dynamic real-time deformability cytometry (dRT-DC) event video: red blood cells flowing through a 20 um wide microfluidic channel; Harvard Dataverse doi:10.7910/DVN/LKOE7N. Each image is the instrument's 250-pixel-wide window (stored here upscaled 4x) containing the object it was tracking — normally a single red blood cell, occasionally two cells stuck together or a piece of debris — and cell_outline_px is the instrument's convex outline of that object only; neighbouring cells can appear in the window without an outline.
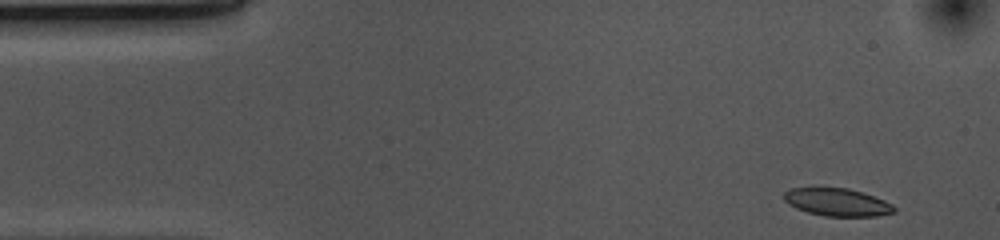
{"species": "common noctule bat (a hibernating species)", "species_latin": "Nyctalus noctula", "temperature_condition": "cold", "stored_images_in_passage": 41, "camera_frame_rate_fps": 3000, "um_per_image_px": 0.085, "animal": {"sex": "female", "body_mass_g": 10.0, "forearm_length_mm": 53.1}, "frame": {"image": 1, "passage_image": 1, "time_ms": 0.0, "image_size_px": [1000, 240], "cell_outline_px": [[896, 212], [876, 216], [824, 216], [808, 212], [796, 208], [788, 204], [784, 200], [784, 192], [792, 188], [848, 188], [884, 200], [892, 204], [896, 208]], "centroid_in_image_um": [71.16, 17.19], "position_along_channel_um": 13.8, "area_um2": 17.63}}
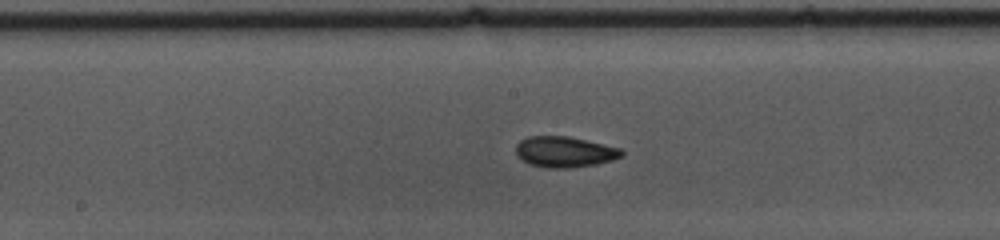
{"frame": {"image": 2, "passage_image": 23, "time_ms": 7.333, "image_size_px": [1000, 240], "cell_outline_px": [[624, 156], [612, 160], [596, 164], [568, 168], [548, 168], [528, 164], [516, 156], [516, 144], [520, 140], [528, 136], [568, 136], [620, 148], [624, 152]], "centroid_in_image_um": [47.96, 12.91], "position_along_channel_um": 200.2, "area_um2": 19.07}}
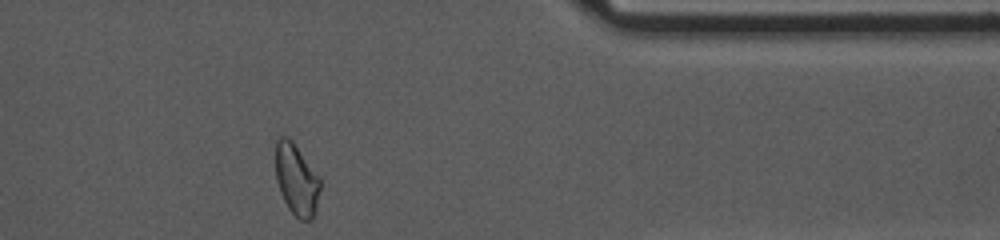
{"frame": {"image": 3, "passage_image": 40, "time_ms": 13.0, "image_size_px": [1000, 240], "cell_outline_px": [[320, 188], [316, 212], [312, 220], [300, 220], [288, 208], [280, 192], [276, 180], [276, 136], [288, 136], [292, 140], [320, 176]], "centroid_in_image_um": [25.21, 15.25], "position_along_channel_um": 386.2, "area_um2": 18.84}, "authors_computed_cell_mechanics": {"area_um2": 18.3804, "velocity_mm_per_s": 3.6976, "shape_relaxation_time_tau1_ms": 5.4368, "shape_relaxation_time_tau2_ms": 2.4181, "deformation_change_tau1": 0.1133, "deformation_change_tau2": 0.0522}}